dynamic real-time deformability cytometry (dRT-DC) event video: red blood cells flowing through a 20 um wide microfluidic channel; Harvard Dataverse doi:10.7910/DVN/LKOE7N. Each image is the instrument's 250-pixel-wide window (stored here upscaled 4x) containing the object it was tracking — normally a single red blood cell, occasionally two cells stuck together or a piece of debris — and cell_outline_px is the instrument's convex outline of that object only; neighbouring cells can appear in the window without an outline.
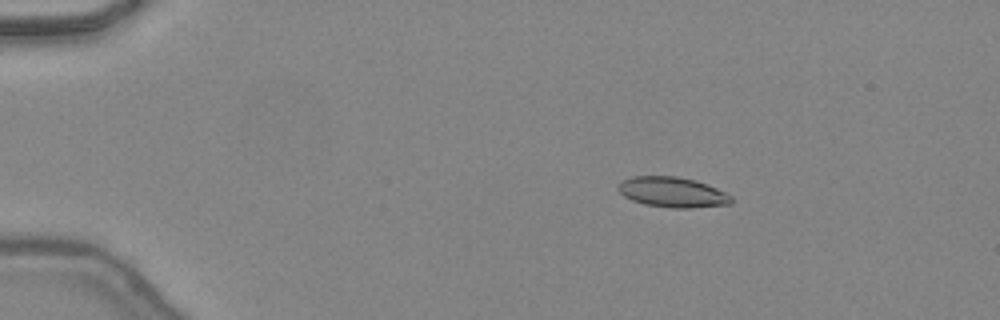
{"species": "common noctule bat (a hibernating species)", "species_latin": "Nyctalus noctula", "temperature_condition": "warm", "stored_images_in_passage": 46, "camera_frame_rate_fps": 3000, "um_per_image_px": 0.085, "animal": {"sex": "female", "body_mass_g": 24.6, "forearm_length_mm": 56.2}, "frame": {"image": 1, "passage_image": 8, "time_ms": 2.333, "image_size_px": [1000, 320], "cell_outline_px": [[732, 204], [692, 208], [672, 208], [644, 204], [632, 200], [624, 196], [616, 188], [620, 180], [632, 176], [676, 176], [696, 180], [708, 184], [732, 196]], "centroid_in_image_um": [57.14, 16.33], "position_along_channel_um": 27.9, "area_um2": 20.17}}
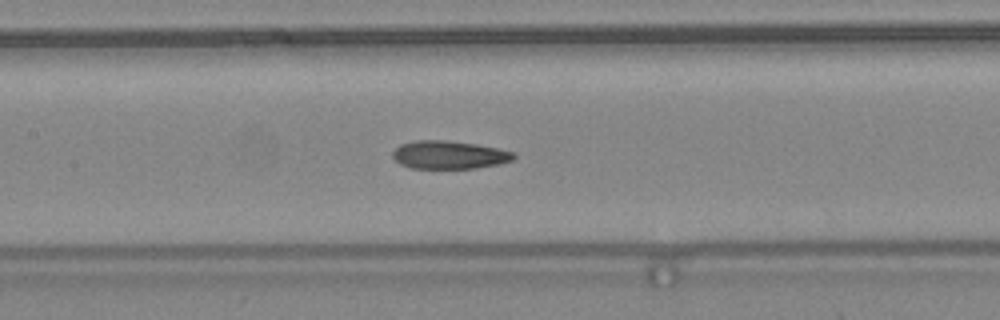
{"frame": {"image": 2, "passage_image": 23, "time_ms": 7.333, "image_size_px": [1000, 320], "cell_outline_px": [[516, 156], [512, 160], [500, 164], [476, 168], [412, 168], [400, 164], [392, 156], [392, 152], [400, 144], [416, 140], [444, 140], [476, 144], [516, 152]], "centroid_in_image_um": [38.19, 13.16], "position_along_channel_um": 169.2, "area_um2": 19.83}}
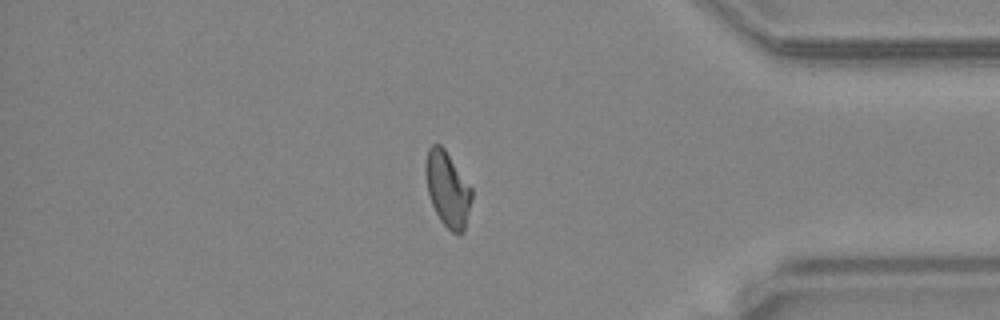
{"frame": {"image": 3, "passage_image": 40, "time_ms": 13.0, "image_size_px": [1000, 320], "cell_outline_px": [[472, 196], [464, 232], [460, 236], [452, 232], [440, 220], [432, 204], [428, 192], [424, 172], [424, 168], [428, 148], [432, 144], [440, 144], [444, 148], [472, 188]], "centroid_in_image_um": [38.03, 16.08], "position_along_channel_um": 397.2, "area_um2": 20.17}, "authors_computed_cell_mechanics": {"area_um2": 20.1722, "velocity_mm_per_s": 4.4704, "shape_relaxation_time_tau1_ms": null, "shape_relaxation_time_tau2_ms": 2.7941, "deformation_change_tau1": null, "deformation_change_tau2": 0.106}}